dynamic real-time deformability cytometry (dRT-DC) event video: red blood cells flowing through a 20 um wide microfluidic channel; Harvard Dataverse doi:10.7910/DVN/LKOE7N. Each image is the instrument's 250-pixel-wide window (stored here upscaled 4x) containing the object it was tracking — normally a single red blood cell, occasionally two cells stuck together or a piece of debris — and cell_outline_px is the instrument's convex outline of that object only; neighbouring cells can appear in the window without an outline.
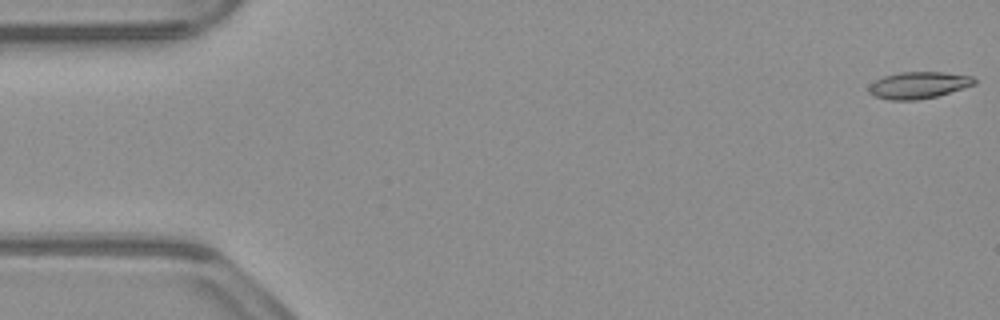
{"species": "common noctule bat (a hibernating species)", "species_latin": "Nyctalus noctula", "temperature_condition": "warm", "stored_images_in_passage": 53, "camera_frame_rate_fps": 3000, "um_per_image_px": 0.085, "animal": {"sex": "male", "body_mass_g": 23.1, "forearm_length_mm": 52.7}, "frame": {"image": 1, "passage_image": 1, "time_ms": 0.0, "image_size_px": [1000, 320], "cell_outline_px": [[976, 84], [936, 96], [916, 100], [888, 100], [876, 96], [868, 92], [868, 88], [876, 80], [884, 76], [900, 72], [944, 72], [972, 76], [976, 80]], "centroid_in_image_um": [78.08, 7.23], "position_along_channel_um": 6.9, "area_um2": 16.3}}
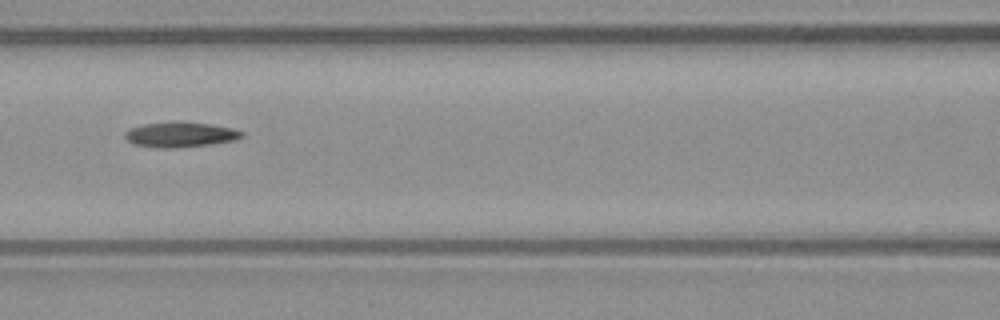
{"frame": {"image": 2, "passage_image": 23, "time_ms": 7.333, "image_size_px": [1000, 320], "cell_outline_px": [[244, 136], [236, 140], [208, 144], [176, 148], [160, 148], [136, 144], [128, 140], [124, 136], [124, 132], [132, 128], [144, 124], [172, 120], [184, 120], [232, 128], [244, 132]], "centroid_in_image_um": [15.34, 11.41], "position_along_channel_um": 151.3, "area_um2": 17.28}}
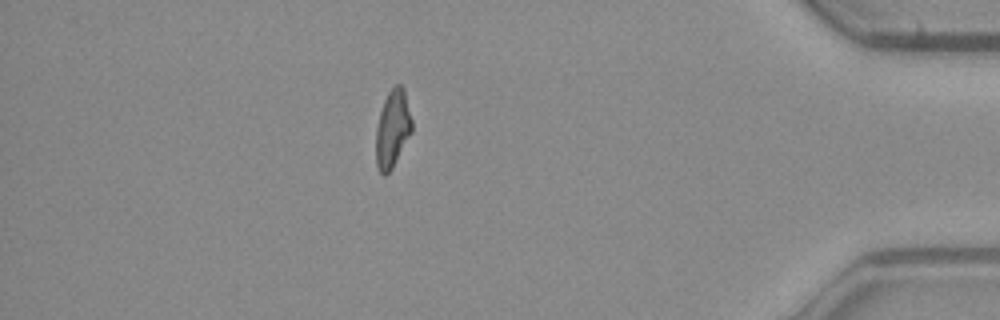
{"frame": {"image": 3, "passage_image": 46, "time_ms": 15.0, "image_size_px": [1000, 320], "cell_outline_px": [[412, 132], [392, 168], [384, 176], [380, 172], [376, 164], [376, 128], [380, 112], [384, 100], [388, 92], [396, 84], [400, 84], [404, 88], [412, 120]], "centroid_in_image_um": [33.37, 10.93], "position_along_channel_um": 401.8, "area_um2": 16.18}}